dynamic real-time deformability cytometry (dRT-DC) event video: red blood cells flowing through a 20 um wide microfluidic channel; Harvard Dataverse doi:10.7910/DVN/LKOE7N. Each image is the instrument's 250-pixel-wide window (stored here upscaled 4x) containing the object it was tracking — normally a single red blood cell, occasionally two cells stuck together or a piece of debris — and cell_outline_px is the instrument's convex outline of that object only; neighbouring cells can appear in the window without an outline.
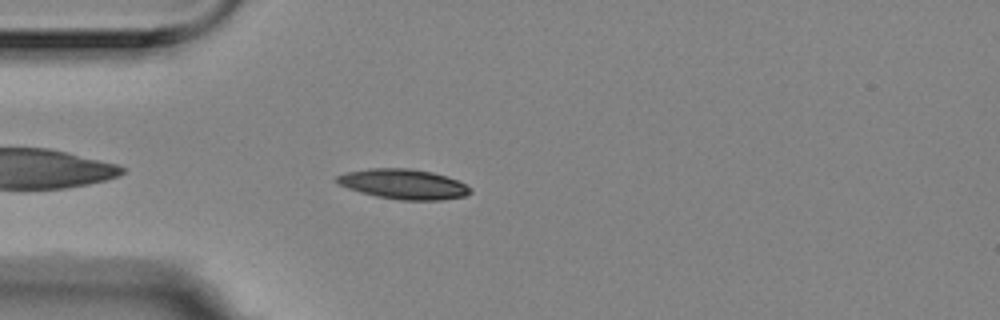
{"species": "Egyptian fruit bat (a non-hibernating species)", "species_latin": "Rousettus aegyptiacus", "temperature_condition": "room temperature", "stored_images_in_passage": 37, "camera_frame_rate_fps": 3000, "um_per_image_px": 0.085, "animal": {"sex": "female"}, "frame": {"image": 1, "passage_image": 1, "time_ms": 0.0, "image_size_px": [1000, 320], "cell_outline_px": [[472, 192], [468, 196], [440, 200], [400, 200], [376, 196], [360, 192], [348, 188], [340, 184], [336, 180], [336, 176], [344, 172], [368, 168], [408, 168], [432, 172], [456, 180], [472, 188]], "centroid_in_image_um": [34.3, 15.65], "position_along_channel_um": 50.7, "area_um2": 23.35}}
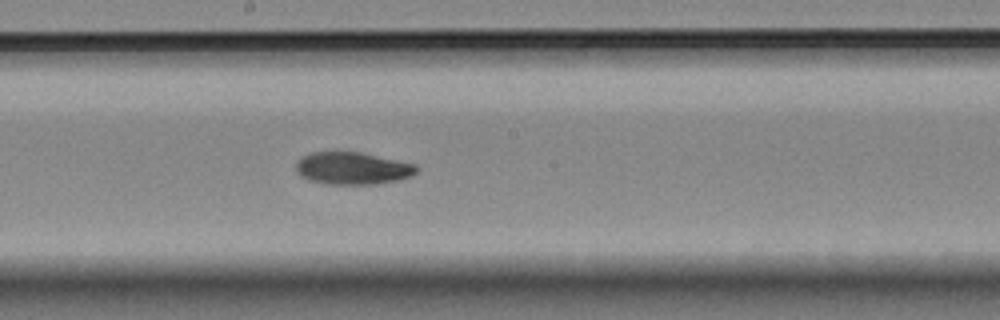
{"frame": {"image": 2, "passage_image": 16, "time_ms": 5.0, "image_size_px": [1000, 320], "cell_outline_px": [[416, 172], [412, 176], [400, 180], [380, 184], [324, 184], [308, 180], [300, 176], [296, 172], [296, 160], [312, 152], [360, 152], [416, 164]], "centroid_in_image_um": [29.95, 14.32], "position_along_channel_um": 218.3, "area_um2": 22.89}}
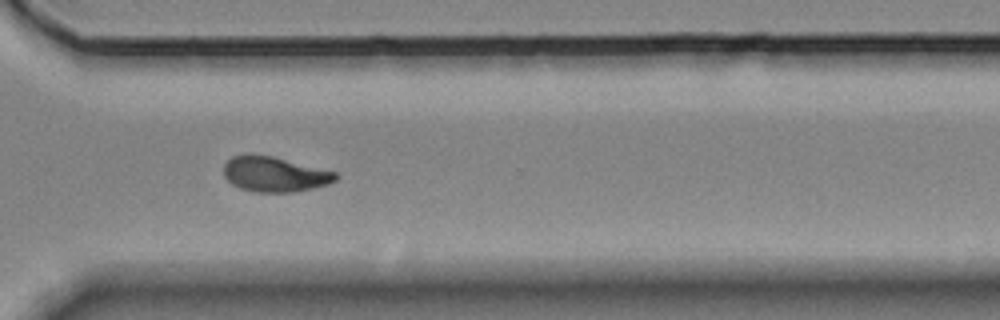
{"frame": {"image": 3, "passage_image": 27, "time_ms": 8.667, "image_size_px": [1000, 320], "cell_outline_px": [[340, 176], [336, 180], [328, 184], [312, 188], [292, 192], [256, 192], [240, 188], [232, 184], [224, 176], [224, 164], [232, 156], [244, 152], [252, 152], [272, 156], [336, 172]], "centroid_in_image_um": [23.3, 14.78], "position_along_channel_um": 347.3, "area_um2": 23.18}, "authors_computed_cell_mechanics": {"area_um2": 22.7154, "velocity_mm_per_s": 3.5186, "shape_relaxation_time_tau1_ms": 7.452, "shape_relaxation_time_tau2_ms": null, "deformation_change_tau1": 0.197, "deformation_change_tau2": null}}